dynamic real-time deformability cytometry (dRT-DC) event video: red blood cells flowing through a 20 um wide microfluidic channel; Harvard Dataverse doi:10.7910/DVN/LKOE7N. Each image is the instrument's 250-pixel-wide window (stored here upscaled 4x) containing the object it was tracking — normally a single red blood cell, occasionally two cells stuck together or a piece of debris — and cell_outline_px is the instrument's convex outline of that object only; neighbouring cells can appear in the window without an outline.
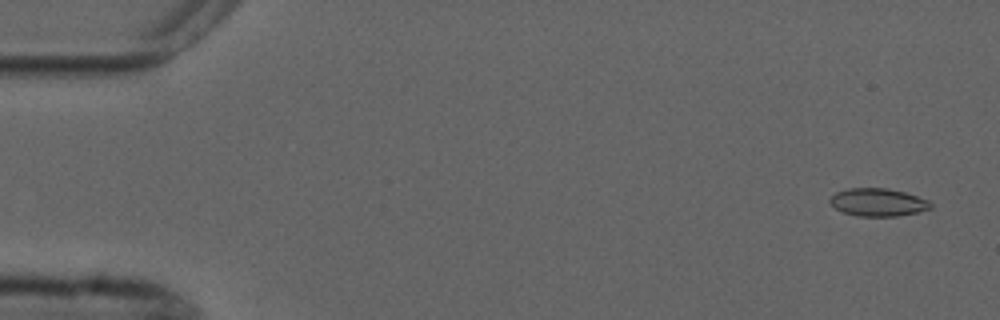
{"species": "common noctule bat (a hibernating species)", "species_latin": "Nyctalus noctula", "temperature_condition": "cold", "stored_images_in_passage": 2, "camera_frame_rate_fps": 3000, "um_per_image_px": 0.085, "animal": {"sex": "male", "forearm_length_mm": 52.5}, "frame": {"image": 1, "passage_image": 2, "time_ms": 1.333, "image_size_px": [1000, 320], "cell_outline_px": [[932, 208], [920, 212], [896, 216], [856, 216], [844, 212], [836, 208], [828, 200], [836, 192], [848, 188], [888, 188], [904, 192], [928, 200], [932, 204]], "centroid_in_image_um": [74.64, 17.19], "position_along_channel_um": 10.4, "area_um2": 16.3}}